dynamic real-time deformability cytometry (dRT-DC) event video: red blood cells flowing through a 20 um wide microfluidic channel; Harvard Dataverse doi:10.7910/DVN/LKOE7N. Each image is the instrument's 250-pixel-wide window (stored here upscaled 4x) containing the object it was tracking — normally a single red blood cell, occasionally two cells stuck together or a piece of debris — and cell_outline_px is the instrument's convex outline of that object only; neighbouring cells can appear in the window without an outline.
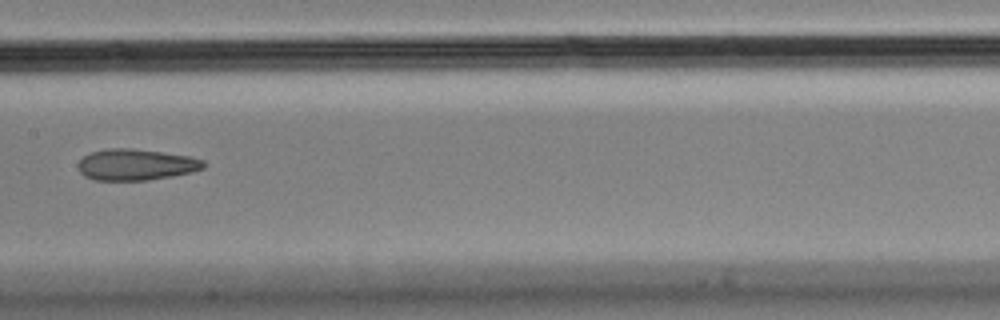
{"species": "Egyptian fruit bat (a non-hibernating species)", "species_latin": "Rousettus aegyptiacus", "temperature_condition": "cold", "stored_images_in_passage": 8, "camera_frame_rate_fps": 3000, "um_per_image_px": 0.085, "animal": {"sex": "male"}, "frame": {"image": 1, "passage_image": 8, "time_ms": 2.333, "image_size_px": [1000, 320], "cell_outline_px": [[208, 164], [204, 168], [192, 172], [172, 176], [148, 180], [96, 180], [84, 176], [80, 172], [76, 164], [84, 156], [92, 152], [108, 148], [132, 148], [188, 156], [204, 160]], "centroid_in_image_um": [11.56, 14.0], "position_along_channel_um": 195.8, "area_um2": 22.89}}